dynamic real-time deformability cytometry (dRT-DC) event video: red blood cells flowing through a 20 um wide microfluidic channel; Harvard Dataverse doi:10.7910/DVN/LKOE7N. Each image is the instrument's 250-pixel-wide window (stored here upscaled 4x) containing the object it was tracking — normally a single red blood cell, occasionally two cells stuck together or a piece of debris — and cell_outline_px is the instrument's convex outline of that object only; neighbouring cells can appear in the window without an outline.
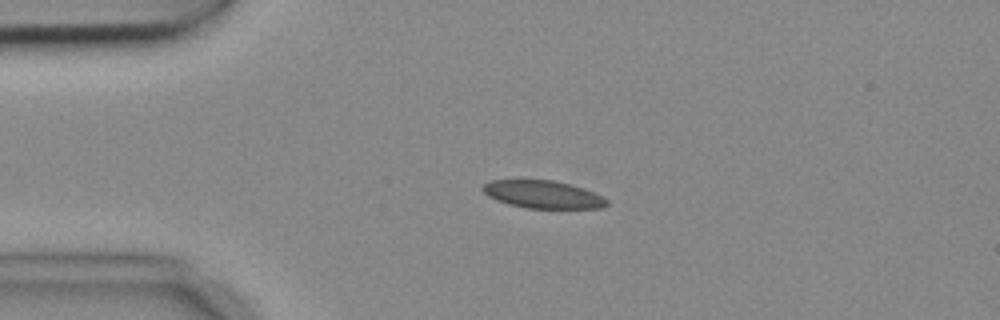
{"species": "common noctule bat (a hibernating species)", "species_latin": "Nyctalus noctula", "temperature_condition": "cold", "stored_images_in_passage": 4, "camera_frame_rate_fps": 3000, "um_per_image_px": 0.085, "animal": {"sex": "female", "body_mass_g": 18.4}, "frame": {"image": 1, "passage_image": 3, "time_ms": 0.667, "image_size_px": [1000, 320], "cell_outline_px": [[608, 204], [604, 208], [528, 208], [508, 204], [496, 200], [488, 196], [480, 188], [488, 180], [552, 180], [584, 188], [604, 196], [608, 200]], "centroid_in_image_um": [46.15, 16.53], "position_along_channel_um": 38.8, "area_um2": 20.11}}